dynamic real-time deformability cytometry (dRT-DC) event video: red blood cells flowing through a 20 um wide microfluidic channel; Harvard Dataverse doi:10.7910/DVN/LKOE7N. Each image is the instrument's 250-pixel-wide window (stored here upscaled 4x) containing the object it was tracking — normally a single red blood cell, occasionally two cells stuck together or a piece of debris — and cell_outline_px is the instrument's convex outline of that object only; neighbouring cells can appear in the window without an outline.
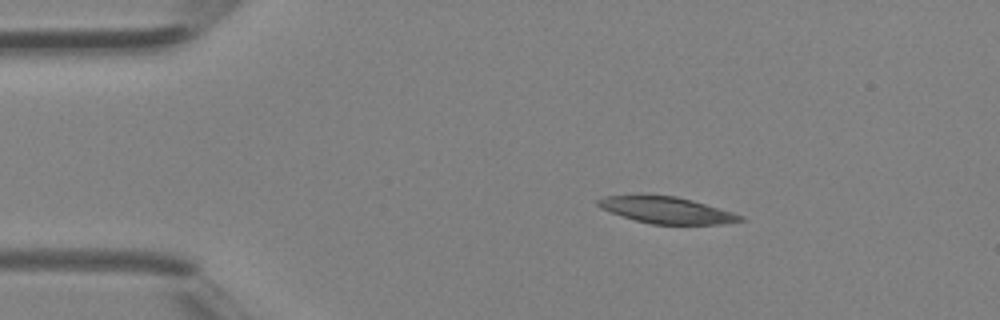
{"species": "Egyptian fruit bat (a non-hibernating species)", "species_latin": "Rousettus aegyptiacus", "temperature_condition": "room temperature", "stored_images_in_passage": 2, "camera_frame_rate_fps": 3000, "um_per_image_px": 0.085, "animal": {"sex": "female"}, "frame": {"image": 1, "passage_image": 1, "time_ms": 0.0, "image_size_px": [1000, 320], "cell_outline_px": [[744, 220], [720, 224], [652, 224], [636, 220], [600, 208], [596, 204], [596, 200], [604, 196], [676, 196], [692, 200], [732, 212], [744, 216]], "centroid_in_image_um": [56.68, 17.87], "position_along_channel_um": 28.3, "area_um2": 21.44}}